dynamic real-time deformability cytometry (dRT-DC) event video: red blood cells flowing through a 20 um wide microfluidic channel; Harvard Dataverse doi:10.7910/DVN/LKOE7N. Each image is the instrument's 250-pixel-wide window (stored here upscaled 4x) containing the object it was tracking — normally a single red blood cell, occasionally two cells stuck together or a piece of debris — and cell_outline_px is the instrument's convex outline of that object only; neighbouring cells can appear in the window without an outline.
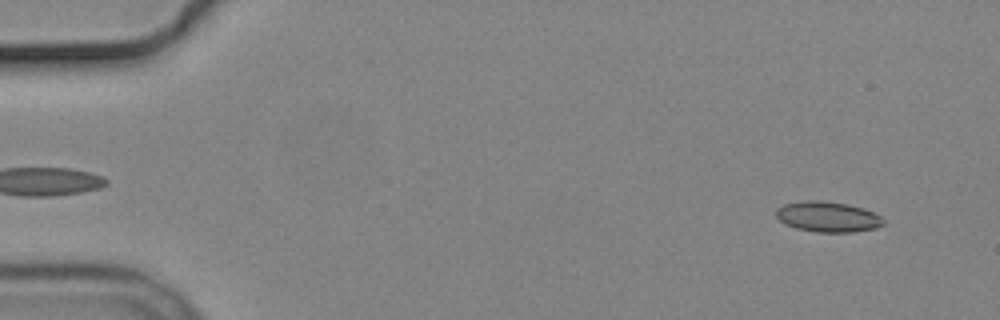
{"species": "common noctule bat (a hibernating species)", "species_latin": "Nyctalus noctula", "temperature_condition": "cold", "stored_images_in_passage": 55, "camera_frame_rate_fps": 3000, "um_per_image_px": 0.085, "animal": {"sex": "male", "body_mass_g": 19.2, "forearm_length_mm": 51.8}, "frame": {"image": 1, "passage_image": 4, "time_ms": 1.0, "image_size_px": [1000, 320], "cell_outline_px": [[884, 224], [876, 228], [852, 232], [816, 232], [796, 228], [784, 224], [776, 216], [776, 208], [784, 204], [804, 200], [820, 200], [848, 204], [864, 208], [880, 216], [884, 220]], "centroid_in_image_um": [70.34, 18.42], "position_along_channel_um": 14.7, "area_um2": 19.13}}
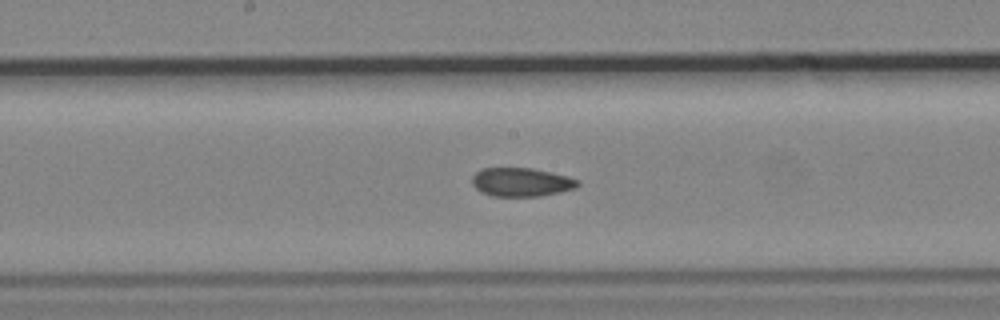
{"frame": {"image": 2, "passage_image": 29, "time_ms": 9.333, "image_size_px": [1000, 320], "cell_outline_px": [[580, 184], [576, 188], [560, 192], [540, 196], [492, 196], [480, 192], [472, 184], [472, 176], [480, 168], [532, 168], [568, 176], [580, 180]], "centroid_in_image_um": [44.31, 15.48], "position_along_channel_um": 203.9, "area_um2": 17.8}}
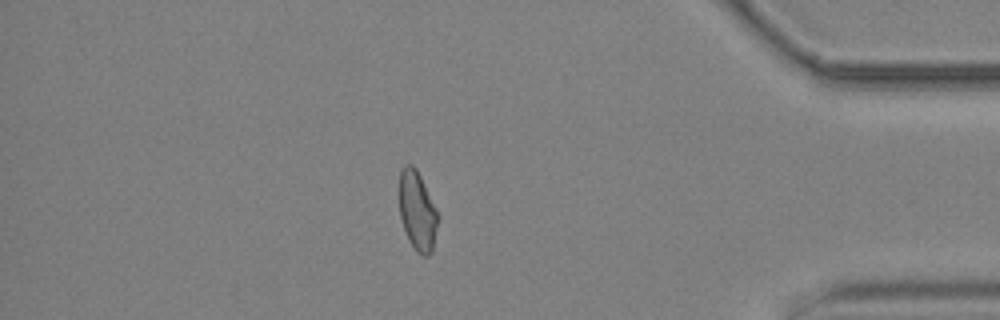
{"frame": {"image": 3, "passage_image": 48, "time_ms": 15.667, "image_size_px": [1000, 320], "cell_outline_px": [[440, 216], [432, 252], [428, 256], [424, 256], [416, 252], [404, 228], [400, 216], [400, 168], [404, 164], [412, 164], [416, 168]], "centroid_in_image_um": [35.5, 17.93], "position_along_channel_um": 399.7, "area_um2": 17.8}, "authors_computed_cell_mechanics": {"area_um2": 18.3226, "velocity_mm_per_s": 3.6861, "shape_relaxation_time_tau1_ms": null, "shape_relaxation_time_tau2_ms": 2.669, "deformation_change_tau1": null, "deformation_change_tau2": 0.0783}}